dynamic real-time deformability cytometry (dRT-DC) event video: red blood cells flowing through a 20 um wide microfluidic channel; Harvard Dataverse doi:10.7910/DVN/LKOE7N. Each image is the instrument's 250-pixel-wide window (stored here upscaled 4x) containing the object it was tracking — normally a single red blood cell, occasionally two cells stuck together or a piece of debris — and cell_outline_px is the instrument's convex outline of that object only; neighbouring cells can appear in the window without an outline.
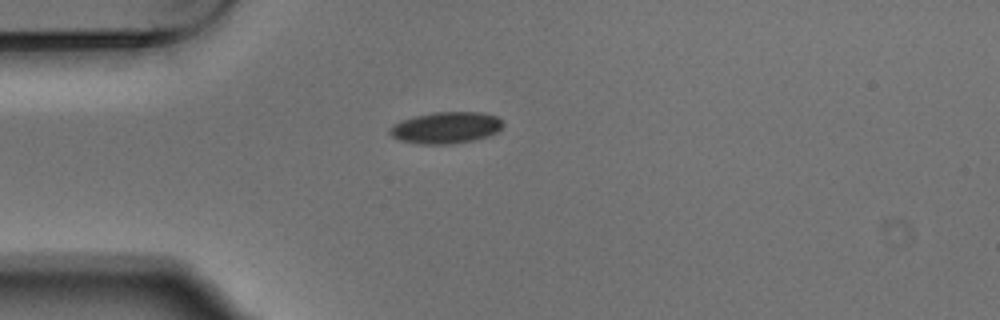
{"species": "Egyptian fruit bat (a non-hibernating species)", "species_latin": "Rousettus aegyptiacus", "temperature_condition": "warm", "stored_images_in_passage": 1, "camera_frame_rate_fps": 3000, "um_per_image_px": 0.085, "animal": {"sex": "male"}, "frame": {"image": 1, "passage_image": 1, "time_ms": 0.0, "image_size_px": [1000, 320], "cell_outline_px": [[504, 124], [496, 132], [488, 136], [472, 140], [452, 144], [416, 144], [400, 140], [392, 136], [388, 132], [388, 128], [404, 120], [416, 116], [432, 112], [484, 112], [496, 116]], "centroid_in_image_um": [37.9, 10.85], "position_along_channel_um": 47.1, "area_um2": 20.69}}